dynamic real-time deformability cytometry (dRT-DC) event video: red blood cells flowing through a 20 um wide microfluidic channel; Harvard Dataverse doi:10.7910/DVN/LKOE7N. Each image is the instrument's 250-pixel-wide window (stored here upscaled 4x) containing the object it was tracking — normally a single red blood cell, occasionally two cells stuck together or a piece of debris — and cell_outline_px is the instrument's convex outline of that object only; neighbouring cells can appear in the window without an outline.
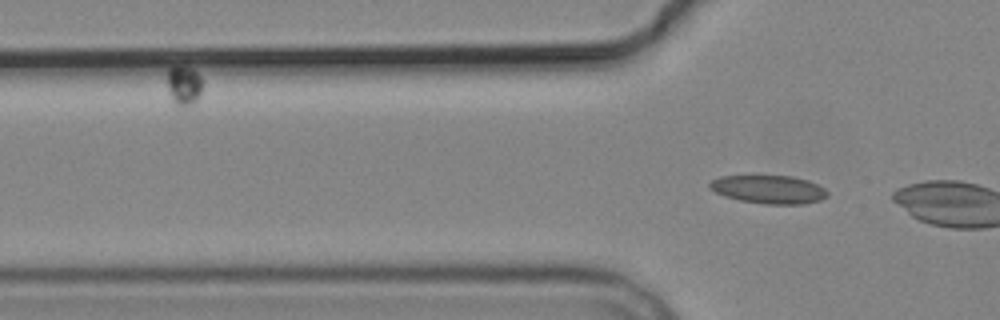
{"species": "common noctule bat (a hibernating species)", "species_latin": "Nyctalus noctula", "temperature_condition": "cold", "stored_images_in_passage": 3, "camera_frame_rate_fps": 3000, "um_per_image_px": 0.085, "animal": {"sex": "male", "body_mass_g": 19.2, "forearm_length_mm": 51.8}, "frame": {"image": 1, "passage_image": 3, "time_ms": 2.333, "image_size_px": [1000, 320], "cell_outline_px": [[828, 196], [820, 200], [804, 204], [764, 204], [740, 200], [724, 196], [716, 192], [708, 184], [712, 180], [720, 176], [792, 176], [808, 180], [824, 188], [828, 192]], "centroid_in_image_um": [65.37, 16.1], "position_along_channel_um": 60.4, "area_um2": 19.31}}